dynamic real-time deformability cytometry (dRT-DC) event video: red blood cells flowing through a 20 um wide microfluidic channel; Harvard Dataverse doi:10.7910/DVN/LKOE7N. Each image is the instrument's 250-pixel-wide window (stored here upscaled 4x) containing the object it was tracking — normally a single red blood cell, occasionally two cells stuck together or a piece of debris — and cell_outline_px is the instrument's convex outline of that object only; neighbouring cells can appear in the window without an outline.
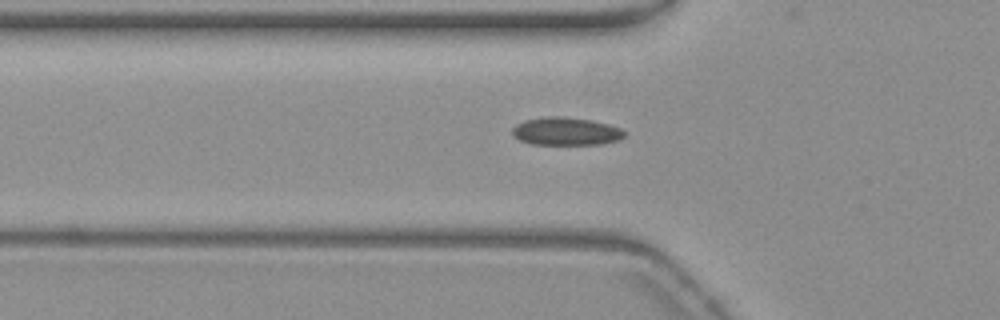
{"species": "common noctule bat (a hibernating species)", "species_latin": "Nyctalus noctula", "temperature_condition": "warm", "stored_images_in_passage": 35, "camera_frame_rate_fps": 3000, "um_per_image_px": 0.085, "animal": {"sex": "female", "body_mass_g": 19.3, "forearm_length_mm": 54.1}, "frame": {"image": 1, "passage_image": 2, "time_ms": 0.333, "image_size_px": [1000, 320], "cell_outline_px": [[624, 136], [620, 140], [600, 144], [532, 144], [520, 140], [512, 136], [512, 128], [516, 124], [524, 120], [544, 116], [564, 116], [592, 120], [608, 124], [620, 128], [624, 132]], "centroid_in_image_um": [48.08, 11.15], "position_along_channel_um": 77.7, "area_um2": 18.38}}
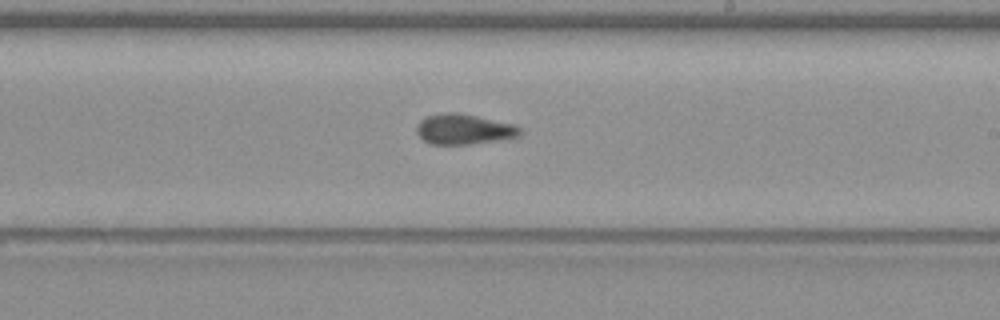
{"frame": {"image": 2, "passage_image": 16, "time_ms": 5.0, "image_size_px": [1000, 320], "cell_outline_px": [[520, 132], [516, 136], [504, 140], [472, 144], [432, 144], [424, 140], [416, 132], [416, 124], [424, 116], [444, 112], [460, 112], [512, 124], [520, 128]], "centroid_in_image_um": [39.38, 10.97], "position_along_channel_um": 249.6, "area_um2": 18.38}}
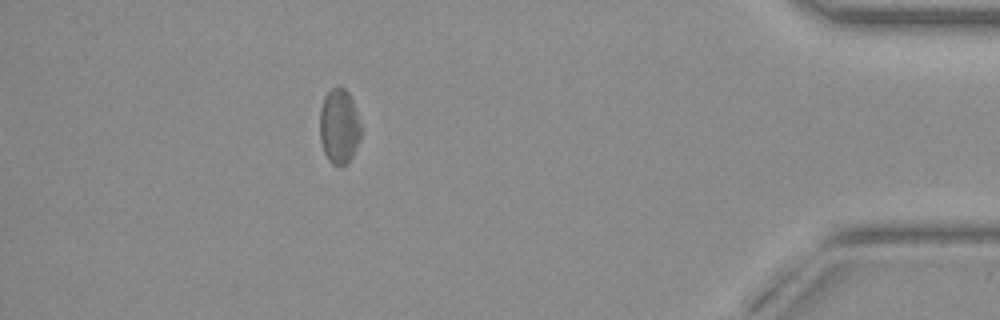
{"frame": {"image": 3, "passage_image": 33, "time_ms": 10.667, "image_size_px": [1000, 320], "cell_outline_px": [[360, 140], [352, 156], [344, 164], [332, 164], [328, 160], [324, 152], [320, 140], [320, 108], [324, 96], [332, 88], [340, 84], [348, 92], [352, 100], [360, 124]], "centroid_in_image_um": [28.81, 10.7], "position_along_channel_um": 406.4, "area_um2": 17.86}, "authors_computed_cell_mechanics": {"area_um2": 18.1492, "velocity_mm_per_s": 3.677, "shape_relaxation_time_tau1_ms": null, "shape_relaxation_time_tau2_ms": 3.8556, "deformation_change_tau1": null, "deformation_change_tau2": 0.0675}}